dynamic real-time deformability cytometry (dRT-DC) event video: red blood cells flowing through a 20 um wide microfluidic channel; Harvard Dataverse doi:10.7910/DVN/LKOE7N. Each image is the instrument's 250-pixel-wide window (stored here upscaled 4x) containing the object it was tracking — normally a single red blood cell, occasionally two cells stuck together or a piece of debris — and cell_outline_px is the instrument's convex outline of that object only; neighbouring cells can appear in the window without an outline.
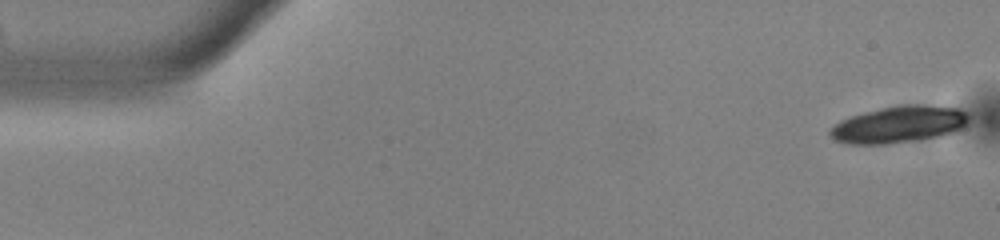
{"species": "common noctule bat (a hibernating species)", "species_latin": "Nyctalus noctula", "temperature_condition": "warm", "stored_images_in_passage": 17, "camera_frame_rate_fps": 3000, "um_per_image_px": 0.085, "animal": {"sex": "male", "body_mass_g": 13.0, "forearm_length_mm": 53.1}, "frame": {"image": 1, "passage_image": 1, "time_ms": 0.0, "image_size_px": [1000, 240], "cell_outline_px": [[968, 124], [952, 132], [940, 136], [920, 140], [888, 144], [848, 144], [836, 140], [828, 132], [840, 120], [864, 112], [900, 104], [924, 104], [960, 108], [968, 112]], "centroid_in_image_um": [76.46, 10.57], "position_along_channel_um": 8.5, "area_um2": 29.88}}